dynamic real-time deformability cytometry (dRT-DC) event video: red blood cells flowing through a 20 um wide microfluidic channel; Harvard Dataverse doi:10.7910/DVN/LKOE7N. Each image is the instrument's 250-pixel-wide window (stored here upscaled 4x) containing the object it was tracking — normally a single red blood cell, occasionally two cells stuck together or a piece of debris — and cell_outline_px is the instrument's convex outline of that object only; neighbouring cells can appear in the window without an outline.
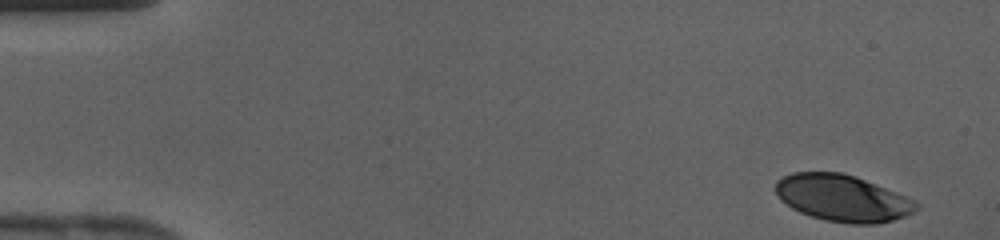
{"species": "human", "species_latin": "Homo sapiens", "temperature_condition": "cold", "stored_images_in_passage": 41, "camera_frame_rate_fps": 3000, "um_per_image_px": 0.085, "donor": {"sex": "female"}, "frame": {"image": 1, "passage_image": 1, "time_ms": 0.0, "image_size_px": [1000, 240], "cell_outline_px": [[920, 208], [904, 216], [892, 220], [876, 224], [852, 224], [824, 220], [800, 212], [792, 208], [780, 200], [776, 192], [776, 180], [792, 172], [840, 172], [864, 180], [904, 196], [920, 204]], "centroid_in_image_um": [71.58, 16.85], "position_along_channel_um": 13.4, "area_um2": 37.8}}
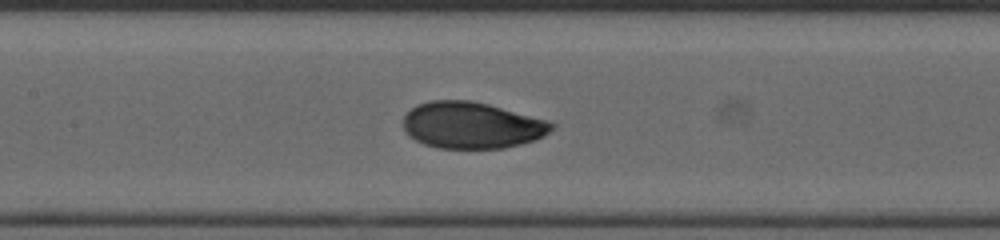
{"frame": {"image": 2, "passage_image": 19, "time_ms": 6.0, "image_size_px": [1000, 240], "cell_outline_px": [[556, 128], [544, 136], [536, 140], [504, 148], [440, 148], [424, 144], [408, 136], [404, 132], [404, 116], [416, 104], [432, 100], [468, 100], [488, 104], [552, 120], [556, 124]], "centroid_in_image_um": [40.16, 10.64], "position_along_channel_um": 167.2, "area_um2": 40.69}}
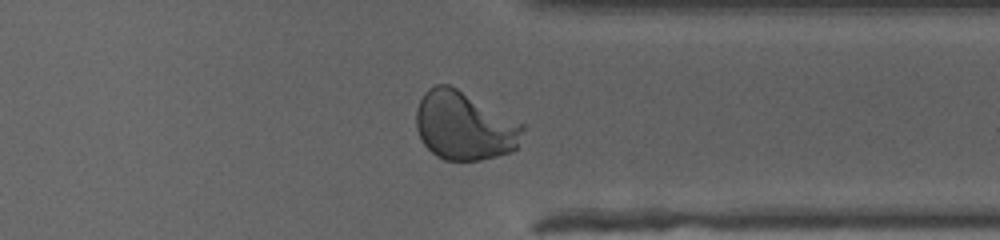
{"frame": {"image": 3, "passage_image": 32, "time_ms": 10.333, "image_size_px": [1000, 240], "cell_outline_px": [[524, 128], [516, 148], [512, 152], [480, 160], [444, 160], [436, 156], [424, 144], [416, 128], [416, 108], [424, 92], [428, 88], [436, 84], [448, 84], [456, 88], [524, 124]], "centroid_in_image_um": [39.44, 10.7], "position_along_channel_um": 372.0, "area_um2": 42.31}}